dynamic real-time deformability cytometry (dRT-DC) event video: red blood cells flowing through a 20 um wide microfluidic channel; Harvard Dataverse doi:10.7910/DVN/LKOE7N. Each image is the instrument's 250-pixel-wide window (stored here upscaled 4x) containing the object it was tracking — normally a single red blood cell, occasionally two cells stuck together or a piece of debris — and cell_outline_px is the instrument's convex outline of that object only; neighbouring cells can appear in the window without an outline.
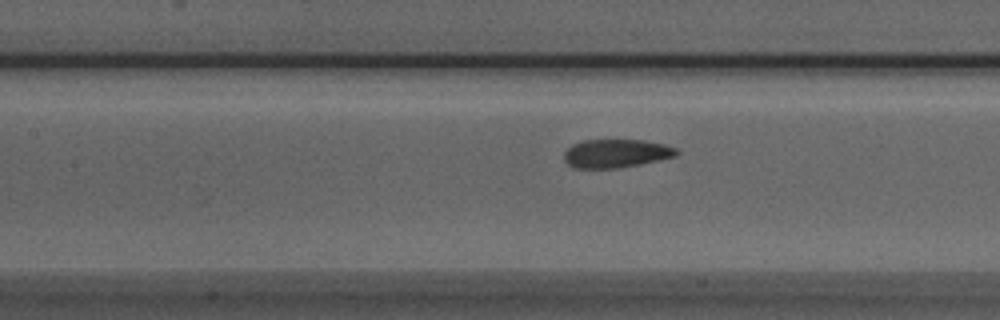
{"species": "Egyptian fruit bat (a non-hibernating species)", "species_latin": "Rousettus aegyptiacus", "temperature_condition": "room temperature", "stored_images_in_passage": 37, "camera_frame_rate_fps": 3000, "um_per_image_px": 0.085, "animal": {"sex": "male"}, "frame": {"image": 1, "passage_image": 8, "time_ms": 2.333, "image_size_px": [1000, 320], "cell_outline_px": [[680, 152], [676, 156], [660, 160], [620, 168], [572, 168], [564, 160], [564, 152], [572, 144], [584, 140], [644, 140], [664, 144], [676, 148]], "centroid_in_image_um": [52.37, 13.04], "position_along_channel_um": 155.0, "area_um2": 18.79}}
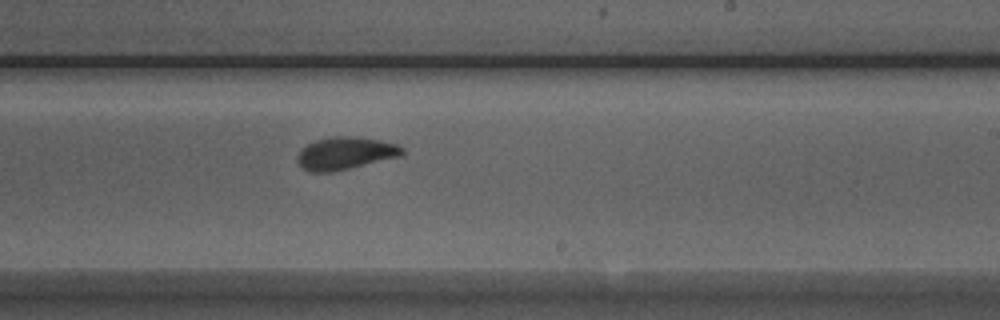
{"frame": {"image": 2, "passage_image": 16, "time_ms": 5.0, "image_size_px": [1000, 320], "cell_outline_px": [[404, 152], [400, 156], [332, 172], [312, 172], [304, 168], [296, 160], [300, 152], [308, 144], [316, 140], [328, 136], [356, 136], [380, 140], [396, 144], [404, 148]], "centroid_in_image_um": [29.37, 13.01], "position_along_channel_um": 259.6, "area_um2": 19.65}}
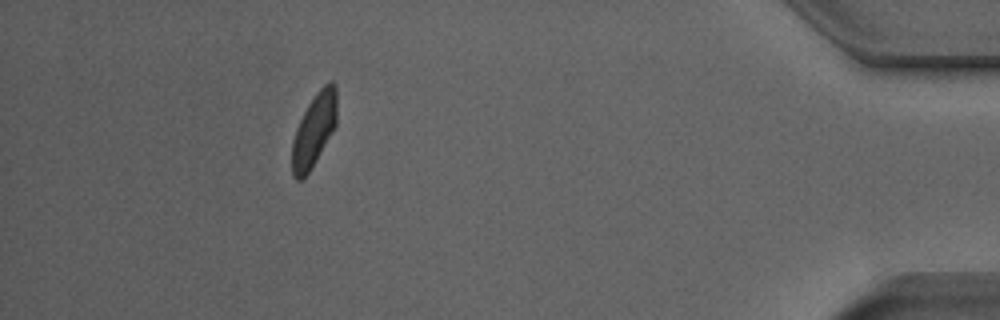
{"frame": {"image": 3, "passage_image": 32, "time_ms": 10.333, "image_size_px": [1000, 320], "cell_outline_px": [[336, 124], [308, 172], [300, 180], [296, 180], [292, 176], [292, 140], [296, 128], [308, 104], [316, 92], [328, 80], [332, 80], [336, 84]], "centroid_in_image_um": [26.68, 11.0], "position_along_channel_um": 408.5, "area_um2": 18.73}}